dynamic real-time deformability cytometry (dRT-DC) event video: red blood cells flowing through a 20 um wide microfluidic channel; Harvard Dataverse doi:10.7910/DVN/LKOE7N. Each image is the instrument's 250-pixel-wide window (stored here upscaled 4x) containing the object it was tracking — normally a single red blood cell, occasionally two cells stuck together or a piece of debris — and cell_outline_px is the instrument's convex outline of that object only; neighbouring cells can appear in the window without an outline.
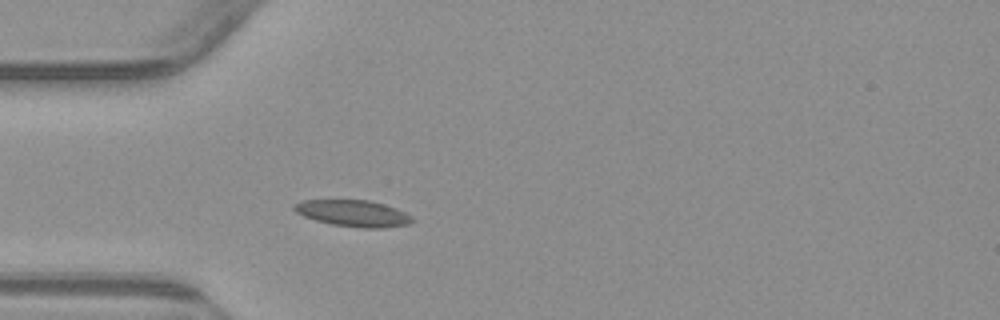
{"species": "common noctule bat (a hibernating species)", "species_latin": "Nyctalus noctula", "temperature_condition": "warm", "stored_images_in_passage": 39, "camera_frame_rate_fps": 3000, "um_per_image_px": 0.085, "animal": {"sex": "male", "body_mass_g": 23.1, "forearm_length_mm": 52.7}, "frame": {"image": 1, "passage_image": 1, "time_ms": 0.0, "image_size_px": [1000, 320], "cell_outline_px": [[416, 220], [408, 224], [384, 228], [360, 228], [332, 224], [316, 220], [304, 216], [296, 212], [292, 208], [292, 204], [300, 200], [368, 200], [384, 204], [396, 208], [412, 216]], "centroid_in_image_um": [30.02, 18.13], "position_along_channel_um": 55.0, "area_um2": 18.32}}
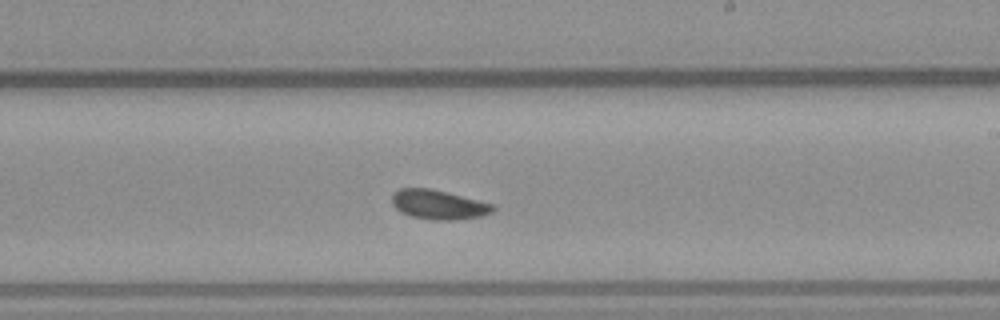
{"frame": {"image": 2, "passage_image": 17, "time_ms": 5.333, "image_size_px": [1000, 320], "cell_outline_px": [[496, 208], [492, 212], [480, 216], [452, 220], [432, 220], [412, 216], [400, 212], [392, 204], [392, 192], [400, 188], [432, 188], [492, 204]], "centroid_in_image_um": [37.23, 17.38], "position_along_channel_um": 251.8, "area_um2": 17.22}}
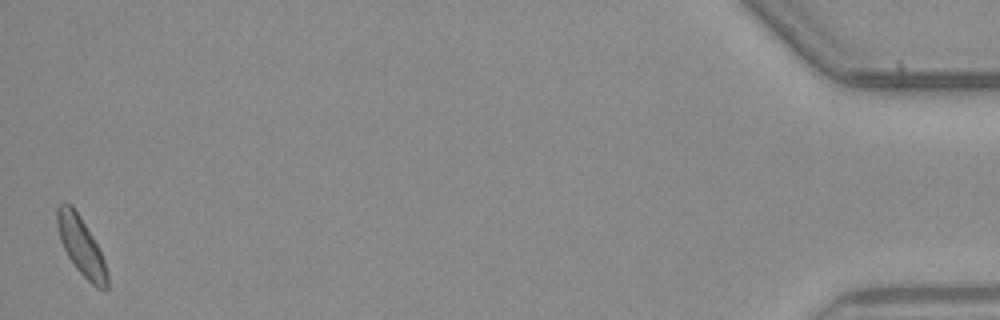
{"frame": {"image": 3, "passage_image": 39, "time_ms": 12.667, "image_size_px": [1000, 320], "cell_outline_px": [[108, 288], [104, 292], [96, 288], [76, 268], [68, 256], [60, 240], [56, 224], [56, 208], [64, 200], [72, 204], [80, 216], [92, 236], [104, 260], [108, 272]], "centroid_in_image_um": [6.89, 20.91], "position_along_channel_um": 428.3, "area_um2": 17.11}, "authors_computed_cell_mechanics": {"area_um2": 16.9354, "velocity_mm_per_s": 3.7808, "shape_relaxation_time_tau1_ms": null, "shape_relaxation_time_tau2_ms": 4.9155, "deformation_change_tau1": null, "deformation_change_tau2": 0.0899}}